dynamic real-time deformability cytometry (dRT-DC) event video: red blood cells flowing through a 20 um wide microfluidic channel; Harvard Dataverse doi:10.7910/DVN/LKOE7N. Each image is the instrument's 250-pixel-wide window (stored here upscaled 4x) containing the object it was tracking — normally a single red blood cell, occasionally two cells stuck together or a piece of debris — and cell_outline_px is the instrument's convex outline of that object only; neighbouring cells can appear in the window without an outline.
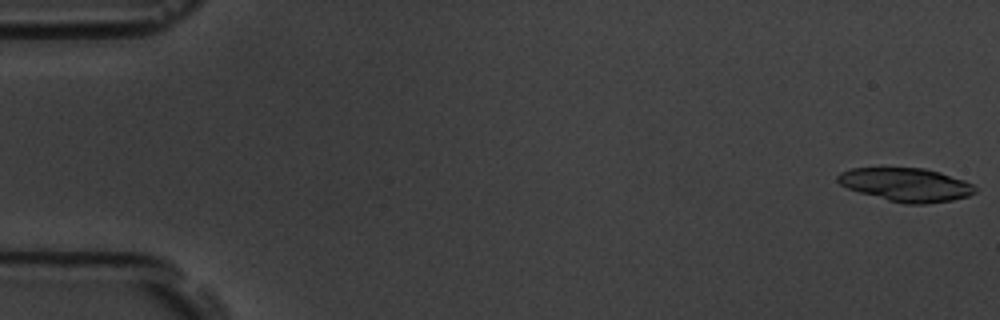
{"species": "common noctule bat (a hibernating species)", "species_latin": "Nyctalus noctula", "temperature_condition": "room temperature", "stored_images_in_passage": 6, "camera_frame_rate_fps": 3000, "um_per_image_px": 0.085, "animal": {"sex": "male", "body_mass_g": 19.5, "forearm_length_mm": 54.6}, "frame": {"image": 1, "passage_image": 1, "time_ms": 0.0, "image_size_px": [1000, 320], "cell_outline_px": [[980, 188], [976, 192], [968, 196], [952, 200], [924, 204], [904, 204], [888, 200], [860, 192], [848, 188], [840, 184], [836, 180], [836, 176], [840, 172], [852, 168], [924, 168], [940, 172], [964, 180]], "centroid_in_image_um": [77.04, 15.7], "position_along_channel_um": 8.0, "area_um2": 26.82}}